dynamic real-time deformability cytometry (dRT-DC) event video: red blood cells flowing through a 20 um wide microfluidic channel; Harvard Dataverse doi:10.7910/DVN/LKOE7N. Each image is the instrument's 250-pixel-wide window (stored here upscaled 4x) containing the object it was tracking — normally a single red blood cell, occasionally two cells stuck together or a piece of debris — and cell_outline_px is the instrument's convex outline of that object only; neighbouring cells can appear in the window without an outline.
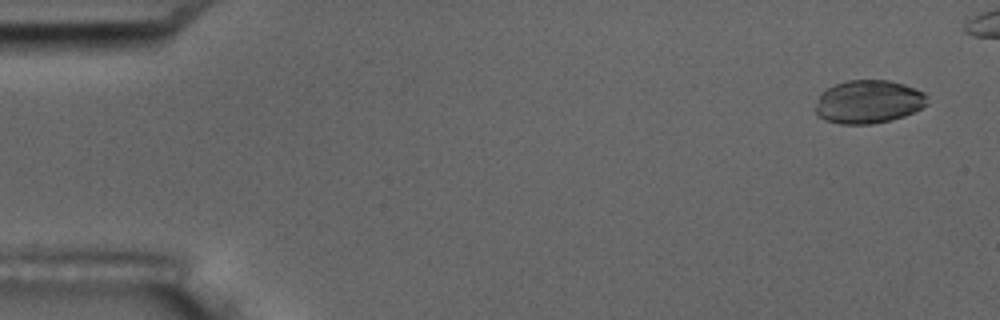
{"species": "common noctule bat (a hibernating species)", "species_latin": "Nyctalus noctula", "temperature_condition": "room temperature", "stored_images_in_passage": 5, "camera_frame_rate_fps": 3000, "um_per_image_px": 0.085, "animal": {"sex": "male", "body_mass_g": 17.5, "forearm_length_mm": 52.3}, "frame": {"image": 1, "passage_image": 1, "time_ms": 0.0, "image_size_px": [1000, 320], "cell_outline_px": [[928, 104], [904, 116], [892, 120], [868, 124], [840, 124], [824, 120], [816, 112], [816, 104], [820, 96], [828, 88], [836, 84], [848, 80], [888, 80], [904, 84], [916, 88], [924, 92]], "centroid_in_image_um": [73.84, 8.65], "position_along_channel_um": 11.2, "area_um2": 27.98}}